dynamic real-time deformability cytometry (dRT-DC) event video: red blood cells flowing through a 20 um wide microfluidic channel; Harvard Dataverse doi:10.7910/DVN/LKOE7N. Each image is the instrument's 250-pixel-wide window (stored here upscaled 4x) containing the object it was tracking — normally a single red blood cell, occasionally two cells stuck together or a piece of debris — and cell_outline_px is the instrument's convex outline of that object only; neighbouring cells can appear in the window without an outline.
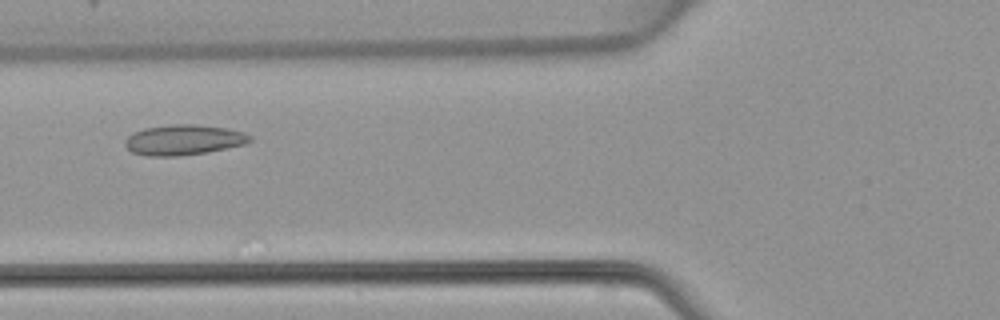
{"species": "common noctule bat (a hibernating species)", "species_latin": "Nyctalus noctula", "temperature_condition": "warm", "stored_images_in_passage": 14, "camera_frame_rate_fps": 3000, "um_per_image_px": 0.085, "animal": {"sex": "female", "body_mass_g": 22.7, "forearm_length_mm": 54.2}, "frame": {"image": 1, "passage_image": 10, "time_ms": 3.0, "image_size_px": [1000, 320], "cell_outline_px": [[252, 140], [244, 144], [208, 152], [180, 156], [148, 156], [132, 152], [124, 144], [124, 140], [132, 132], [144, 128], [172, 124], [192, 124], [224, 128], [244, 132], [252, 136]], "centroid_in_image_um": [15.58, 11.89], "position_along_channel_um": 110.2, "area_um2": 22.08}}
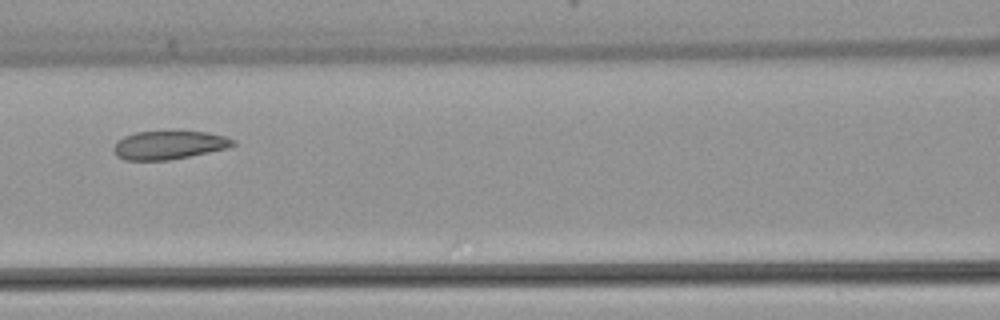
{"frame": {"image": 2, "passage_image": 13, "time_ms": 4.0, "image_size_px": [1000, 320], "cell_outline_px": [[236, 144], [228, 148], [168, 160], [124, 160], [116, 156], [112, 148], [116, 140], [124, 136], [136, 132], [208, 132], [224, 136], [236, 140]], "centroid_in_image_um": [14.33, 12.33], "position_along_channel_um": 152.3, "area_um2": 19.71}}